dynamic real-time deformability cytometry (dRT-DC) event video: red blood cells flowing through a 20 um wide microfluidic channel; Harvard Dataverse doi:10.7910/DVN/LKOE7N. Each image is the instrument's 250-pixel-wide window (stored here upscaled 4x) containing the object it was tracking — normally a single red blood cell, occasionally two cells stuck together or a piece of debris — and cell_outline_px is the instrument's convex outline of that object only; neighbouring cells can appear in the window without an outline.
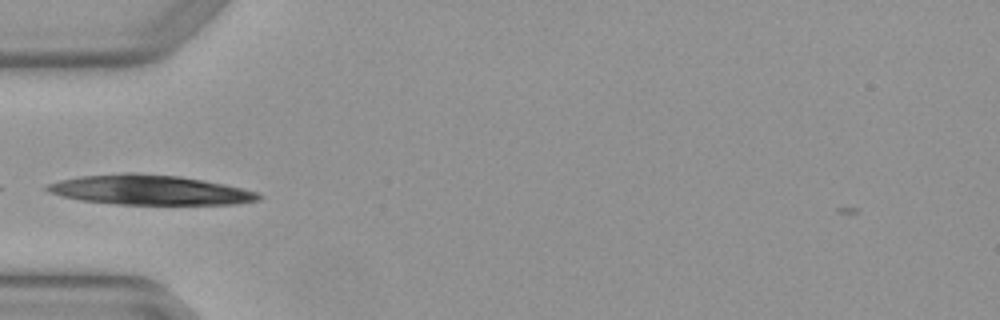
{"species": "Egyptian fruit bat (a non-hibernating species)", "species_latin": "Rousettus aegyptiacus", "temperature_condition": "warm", "stored_images_in_passage": 1, "camera_frame_rate_fps": 3000, "um_per_image_px": 0.085, "animal": {"sex": "female"}, "frame": {"image": 1, "passage_image": 1, "time_ms": 0.0, "image_size_px": [1000, 320], "cell_outline_px": [[264, 196], [260, 200], [236, 204], [116, 204], [80, 200], [60, 196], [48, 192], [44, 188], [48, 184], [60, 180], [80, 176], [124, 172], [136, 172], [180, 176], [204, 180], [244, 188], [260, 192]], "centroid_in_image_um": [12.76, 16.14], "position_along_channel_um": 72.2, "area_um2": 37.05}}